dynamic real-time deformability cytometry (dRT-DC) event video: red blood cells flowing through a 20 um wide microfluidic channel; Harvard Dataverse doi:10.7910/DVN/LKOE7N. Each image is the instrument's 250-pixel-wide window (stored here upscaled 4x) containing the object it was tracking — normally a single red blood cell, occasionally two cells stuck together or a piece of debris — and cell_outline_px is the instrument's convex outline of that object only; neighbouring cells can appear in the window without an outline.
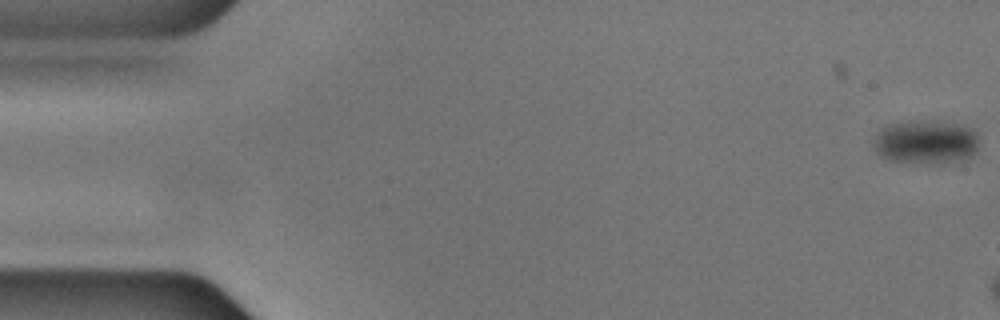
{"species": "common noctule bat (a hibernating species)", "species_latin": "Nyctalus noctula", "temperature_condition": "cold", "stored_images_in_passage": 7, "camera_frame_rate_fps": 3000, "um_per_image_px": 0.085, "animal": {"sex": "male", "body_mass_g": 17.9, "forearm_length_mm": 54.2}, "frame": {"image": 1, "passage_image": 1, "time_ms": 0.0, "image_size_px": [1000, 320], "cell_outline_px": [[980, 136], [976, 152], [972, 156], [960, 160], [888, 160], [880, 156], [876, 152], [876, 136], [888, 124], [960, 124], [972, 128]], "centroid_in_image_um": [78.78, 12.08], "position_along_channel_um": 6.2, "area_um2": 24.8}}